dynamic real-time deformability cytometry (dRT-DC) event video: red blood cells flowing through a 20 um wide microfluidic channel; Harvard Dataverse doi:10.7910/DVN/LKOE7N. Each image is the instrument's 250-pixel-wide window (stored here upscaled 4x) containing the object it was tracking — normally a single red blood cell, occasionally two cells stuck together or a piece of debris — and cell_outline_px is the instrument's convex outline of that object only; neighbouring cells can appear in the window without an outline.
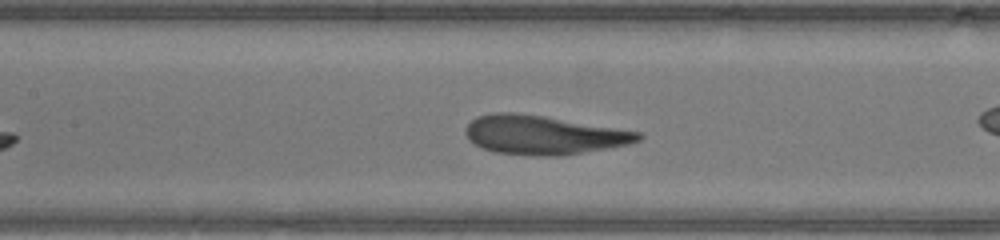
{"species": "human", "species_latin": "Homo sapiens", "temperature_condition": "warm", "stored_images_in_passage": 24, "camera_frame_rate_fps": 3000, "um_per_image_px": 0.085, "donor": {"sex": "male"}, "frame": {"image": 1, "passage_image": 8, "time_ms": 2.333, "image_size_px": [1000, 240], "cell_outline_px": [[644, 136], [640, 140], [628, 144], [584, 152], [560, 156], [532, 156], [496, 152], [484, 148], [468, 140], [464, 132], [464, 128], [476, 116], [492, 112], [516, 112], [544, 116], [640, 132]], "centroid_in_image_um": [46.14, 11.46], "position_along_channel_um": 161.3, "area_um2": 39.13}}
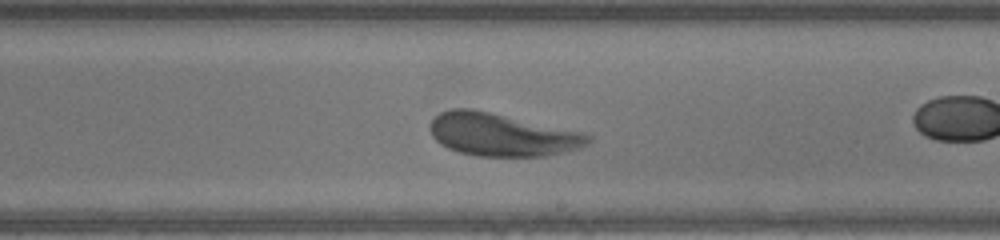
{"frame": {"image": 2, "passage_image": 14, "time_ms": 4.333, "image_size_px": [1000, 240], "cell_outline_px": [[592, 140], [588, 144], [580, 148], [564, 152], [544, 156], [476, 156], [460, 152], [448, 148], [440, 144], [432, 136], [428, 128], [428, 124], [440, 112], [452, 108], [472, 108], [492, 112], [584, 132], [592, 136]], "centroid_in_image_um": [42.66, 11.44], "position_along_channel_um": 246.3, "area_um2": 39.82}}
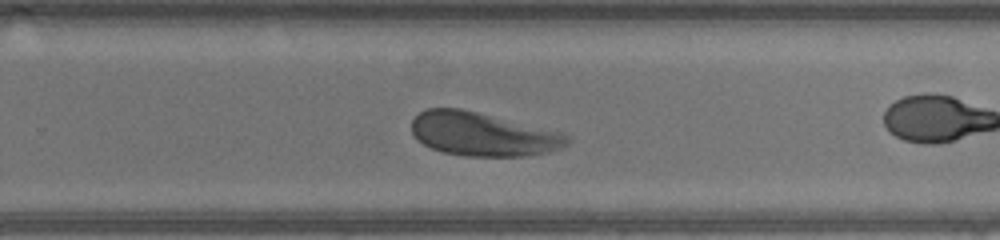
{"frame": {"image": 3, "passage_image": 17, "time_ms": 5.333, "image_size_px": [1000, 240], "cell_outline_px": [[572, 140], [568, 144], [560, 148], [548, 152], [524, 156], [464, 156], [444, 152], [432, 148], [424, 144], [412, 132], [412, 120], [424, 108], [460, 108], [560, 132], [572, 136]], "centroid_in_image_um": [41.05, 11.41], "position_along_channel_um": 288.8, "area_um2": 39.25}, "authors_computed_cell_mechanics": {"area_um2": 39.5063, "velocity_mm_per_s": 4.2726, "shape_relaxation_time_tau1_ms": 2.6422, "shape_relaxation_time_tau2_ms": 0.6668, "deformation_change_tau1": 0.1679, "deformation_change_tau2": 0.0793}}